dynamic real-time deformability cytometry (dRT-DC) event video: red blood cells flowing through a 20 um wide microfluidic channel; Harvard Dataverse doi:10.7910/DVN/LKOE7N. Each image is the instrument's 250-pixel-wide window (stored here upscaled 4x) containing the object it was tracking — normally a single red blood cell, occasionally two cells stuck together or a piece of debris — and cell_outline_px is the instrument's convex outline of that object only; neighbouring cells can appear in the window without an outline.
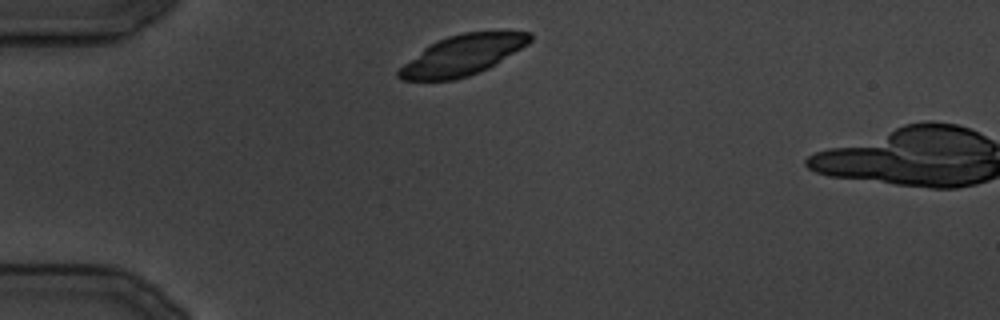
{"species": "common noctule bat (a hibernating species)", "species_latin": "Nyctalus noctula", "temperature_condition": "cold", "stored_images_in_passage": 2, "camera_frame_rate_fps": 3000, "um_per_image_px": 0.085, "animal": {"sex": "male", "body_mass_g": 19.5, "forearm_length_mm": 54.6}, "frame": {"image": 1, "passage_image": 1, "time_ms": 0.0, "image_size_px": [1000, 320], "cell_outline_px": [[532, 40], [528, 44], [496, 64], [480, 72], [468, 76], [452, 80], [400, 80], [396, 76], [396, 72], [404, 64], [424, 48], [436, 40], [460, 32], [532, 32]], "centroid_in_image_um": [39.3, 4.69], "position_along_channel_um": 45.7, "area_um2": 30.58}}